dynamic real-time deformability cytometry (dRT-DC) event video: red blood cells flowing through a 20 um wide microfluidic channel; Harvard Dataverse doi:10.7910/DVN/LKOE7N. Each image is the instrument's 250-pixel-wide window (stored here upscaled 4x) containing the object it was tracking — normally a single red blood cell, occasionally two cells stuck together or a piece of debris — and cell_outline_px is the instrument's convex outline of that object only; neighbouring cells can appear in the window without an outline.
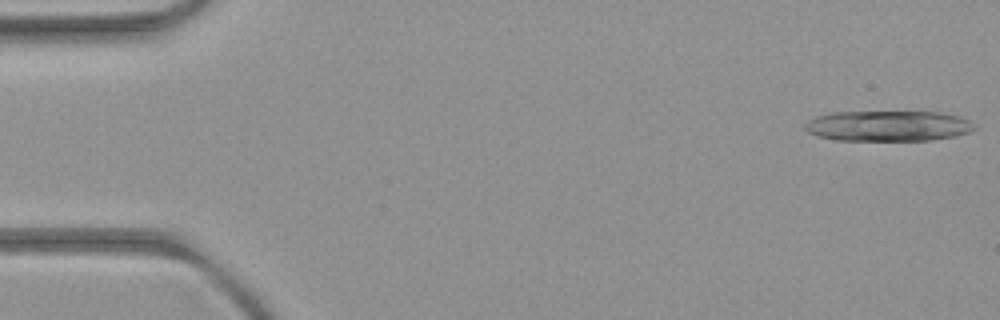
{"species": "common noctule bat (a hibernating species)", "species_latin": "Nyctalus noctula", "temperature_condition": "room temperature", "stored_images_in_passage": 4, "camera_frame_rate_fps": 3000, "um_per_image_px": 0.085, "animal": {"sex": "female", "body_mass_g": 21.9}, "frame": {"image": 1, "passage_image": 1, "time_ms": 0.0, "image_size_px": [1000, 320], "cell_outline_px": [[976, 128], [972, 132], [956, 136], [932, 140], [836, 140], [816, 136], [808, 132], [804, 128], [804, 124], [808, 120], [816, 116], [832, 112], [940, 112], [960, 116], [968, 120]], "centroid_in_image_um": [75.48, 10.7], "position_along_channel_um": 9.5, "area_um2": 30.35}}